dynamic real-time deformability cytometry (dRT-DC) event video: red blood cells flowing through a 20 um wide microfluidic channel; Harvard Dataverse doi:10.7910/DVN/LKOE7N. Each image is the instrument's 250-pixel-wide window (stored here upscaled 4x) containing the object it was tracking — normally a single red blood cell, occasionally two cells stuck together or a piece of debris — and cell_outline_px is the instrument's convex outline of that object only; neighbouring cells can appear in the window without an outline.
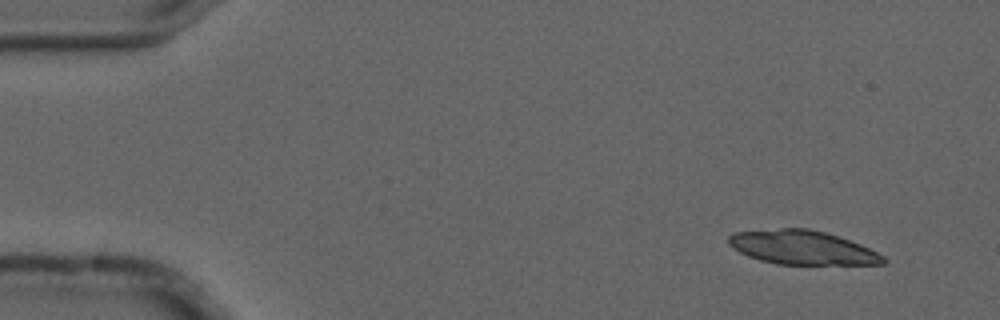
{"species": "common noctule bat (a hibernating species)", "species_latin": "Nyctalus noctula", "temperature_condition": "cold", "stored_images_in_passage": 5, "camera_frame_rate_fps": 3000, "um_per_image_px": 0.085, "animal": {"sex": "male", "forearm_length_mm": 52.5}, "frame": {"image": 1, "passage_image": 1, "time_ms": 0.0, "image_size_px": [1000, 320], "cell_outline_px": [[888, 260], [884, 264], [776, 264], [760, 260], [748, 256], [732, 248], [728, 244], [728, 236], [732, 232], [780, 228], [808, 228], [824, 232], [860, 244], [884, 256]], "centroid_in_image_um": [68.15, 21.04], "position_along_channel_um": 16.9, "area_um2": 30.52}}
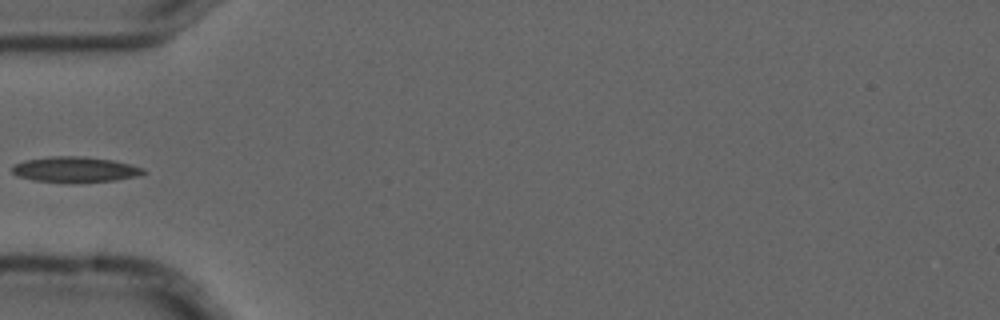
{"frame": {"image": 2, "passage_image": 5, "time_ms": 1.333, "image_size_px": [1000, 320], "cell_outline_px": [[148, 172], [136, 176], [116, 180], [72, 184], [32, 180], [16, 176], [12, 172], [12, 168], [16, 164], [24, 160], [48, 156], [84, 156], [112, 160], [144, 168]], "centroid_in_image_um": [6.36, 14.42], "position_along_channel_um": 78.6, "area_um2": 19.94}}